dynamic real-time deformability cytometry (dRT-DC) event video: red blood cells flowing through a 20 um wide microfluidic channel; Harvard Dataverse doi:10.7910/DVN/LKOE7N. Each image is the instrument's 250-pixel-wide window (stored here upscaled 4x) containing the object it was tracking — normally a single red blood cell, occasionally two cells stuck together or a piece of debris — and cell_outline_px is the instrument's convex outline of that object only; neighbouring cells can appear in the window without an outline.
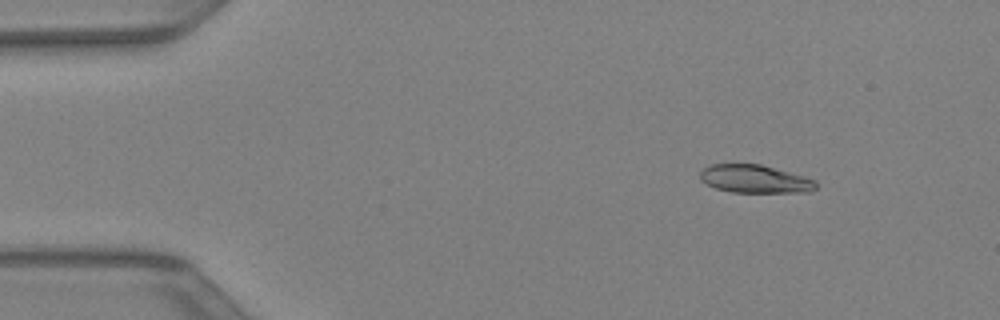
{"species": "Egyptian fruit bat (a non-hibernating species)", "species_latin": "Rousettus aegyptiacus", "temperature_condition": "warm", "stored_images_in_passage": 39, "camera_frame_rate_fps": 3000, "um_per_image_px": 0.085, "animal": {"sex": "female"}, "frame": {"image": 1, "passage_image": 2, "time_ms": 0.333, "image_size_px": [1000, 320], "cell_outline_px": [[816, 188], [812, 192], [732, 192], [716, 188], [700, 180], [700, 172], [704, 168], [712, 164], [760, 164], [804, 176], [816, 180]], "centroid_in_image_um": [64.18, 15.21], "position_along_channel_um": 20.8, "area_um2": 18.84}}
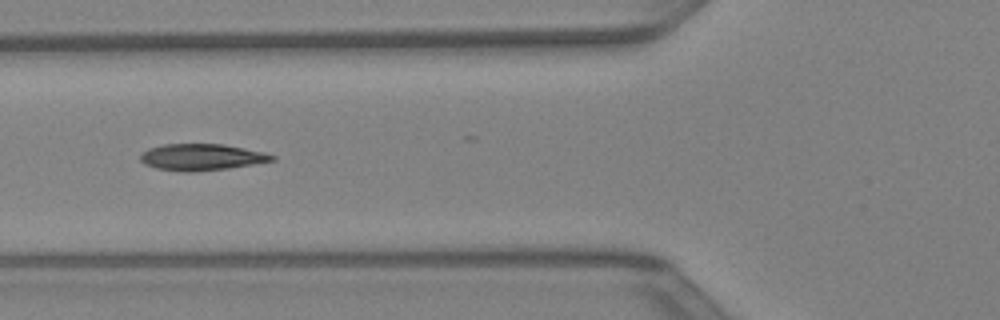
{"frame": {"image": 2, "passage_image": 13, "time_ms": 4.0, "image_size_px": [1000, 320], "cell_outline_px": [[276, 160], [228, 168], [192, 172], [184, 172], [156, 168], [144, 164], [140, 160], [140, 152], [148, 148], [164, 144], [224, 144], [264, 152], [276, 156]], "centroid_in_image_um": [17.1, 13.35], "position_along_channel_um": 108.7, "area_um2": 20.4}}
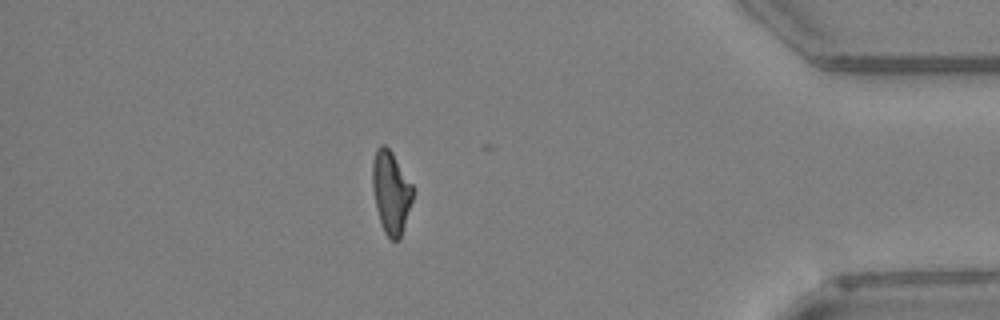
{"frame": {"image": 3, "passage_image": 34, "time_ms": 11.0, "image_size_px": [1000, 320], "cell_outline_px": [[412, 200], [400, 240], [392, 240], [384, 232], [380, 224], [376, 208], [372, 188], [372, 160], [376, 148], [380, 144], [384, 144], [392, 152], [412, 184]], "centroid_in_image_um": [33.2, 16.33], "position_along_channel_um": 402.0, "area_um2": 19.48}}